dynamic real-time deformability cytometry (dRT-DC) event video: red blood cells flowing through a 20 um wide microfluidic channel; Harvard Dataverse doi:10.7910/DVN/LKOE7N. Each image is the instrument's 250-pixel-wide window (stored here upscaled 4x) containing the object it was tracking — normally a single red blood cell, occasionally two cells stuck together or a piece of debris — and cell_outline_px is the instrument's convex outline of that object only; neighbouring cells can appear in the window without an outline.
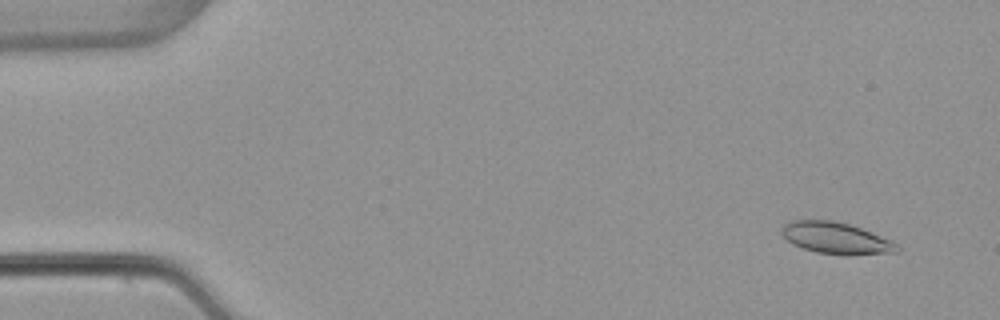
{"species": "common noctule bat (a hibernating species)", "species_latin": "Nyctalus noctula", "temperature_condition": "warm", "stored_images_in_passage": 53, "camera_frame_rate_fps": 3000, "um_per_image_px": 0.085, "animal": {"sex": "female", "body_mass_g": 22.7, "forearm_length_mm": 54.2}, "frame": {"image": 1, "passage_image": 4, "time_ms": 1.0, "image_size_px": [1000, 320], "cell_outline_px": [[900, 252], [848, 256], [816, 252], [792, 244], [780, 232], [780, 228], [784, 224], [792, 220], [832, 220], [848, 224], [860, 228], [892, 240], [900, 244]], "centroid_in_image_um": [71.1, 20.26], "position_along_channel_um": 13.9, "area_um2": 21.5}}
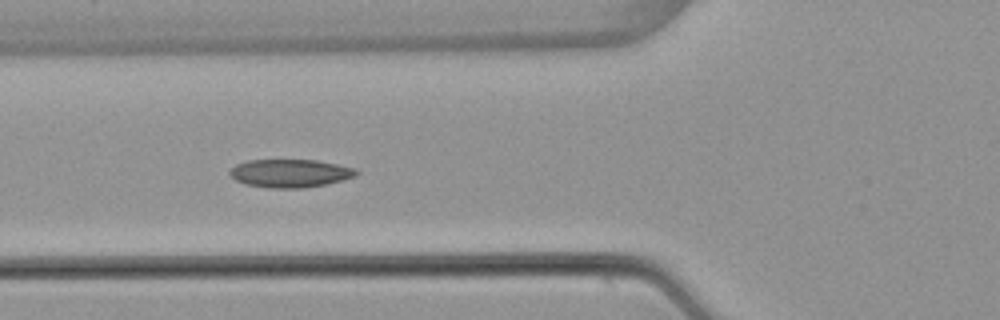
{"frame": {"image": 2, "passage_image": 20, "time_ms": 6.333, "image_size_px": [1000, 320], "cell_outline_px": [[360, 172], [356, 176], [344, 180], [328, 184], [304, 188], [268, 188], [244, 184], [236, 180], [228, 172], [236, 164], [248, 160], [316, 160], [356, 168]], "centroid_in_image_um": [24.69, 14.73], "position_along_channel_um": 101.1, "area_um2": 20.92}}
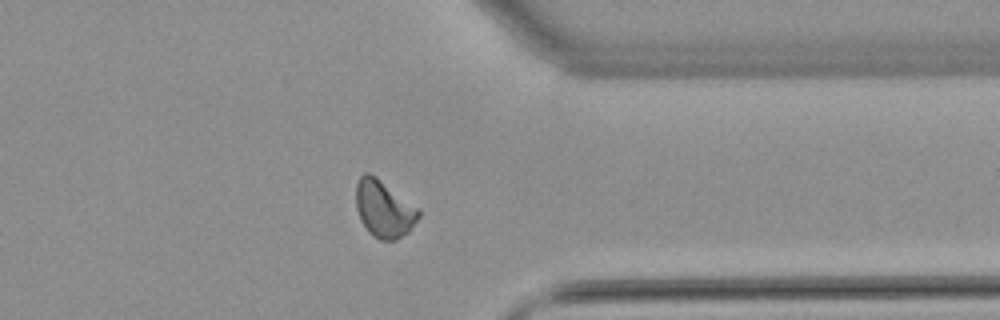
{"frame": {"image": 3, "passage_image": 42, "time_ms": 13.667, "image_size_px": [1000, 320], "cell_outline_px": [[420, 216], [408, 232], [396, 240], [380, 240], [372, 236], [368, 232], [360, 220], [356, 208], [356, 184], [360, 176], [364, 172], [368, 172], [376, 176], [420, 208]], "centroid_in_image_um": [32.63, 17.75], "position_along_channel_um": 378.8, "area_um2": 21.1}, "authors_computed_cell_mechanics": {"area_um2": 20.4612, "velocity_mm_per_s": 3.8765, "shape_relaxation_time_tau1_ms": 9.2156, "shape_relaxation_time_tau2_ms": 2.8961, "deformation_change_tau1": 0.1727, "deformation_change_tau2": 0.0759}}